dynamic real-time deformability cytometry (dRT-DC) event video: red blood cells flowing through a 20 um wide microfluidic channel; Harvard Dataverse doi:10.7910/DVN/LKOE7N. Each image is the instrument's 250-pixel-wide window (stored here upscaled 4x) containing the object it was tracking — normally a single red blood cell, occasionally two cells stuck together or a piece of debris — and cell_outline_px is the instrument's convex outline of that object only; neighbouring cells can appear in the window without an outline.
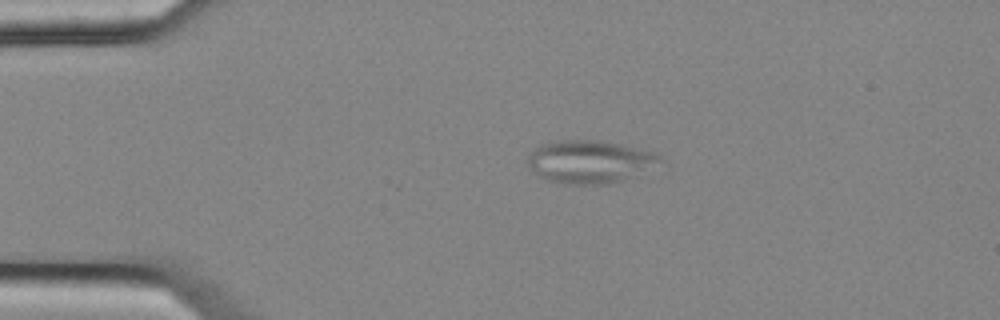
{"species": "common noctule bat (a hibernating species)", "species_latin": "Nyctalus noctula", "temperature_condition": "cold", "stored_images_in_passage": 4, "camera_frame_rate_fps": 3000, "um_per_image_px": 0.085, "animal": {"sex": "female", "body_mass_g": 25.1}, "frame": {"image": 1, "passage_image": 3, "time_ms": 0.667, "image_size_px": [1000, 320], "cell_outline_px": [[664, 160], [620, 180], [608, 184], [564, 184], [548, 180], [536, 176], [528, 164], [528, 156], [540, 144], [556, 140], [600, 140], [660, 152]], "centroid_in_image_um": [50.09, 13.72], "position_along_channel_um": 34.9, "area_um2": 32.89}}